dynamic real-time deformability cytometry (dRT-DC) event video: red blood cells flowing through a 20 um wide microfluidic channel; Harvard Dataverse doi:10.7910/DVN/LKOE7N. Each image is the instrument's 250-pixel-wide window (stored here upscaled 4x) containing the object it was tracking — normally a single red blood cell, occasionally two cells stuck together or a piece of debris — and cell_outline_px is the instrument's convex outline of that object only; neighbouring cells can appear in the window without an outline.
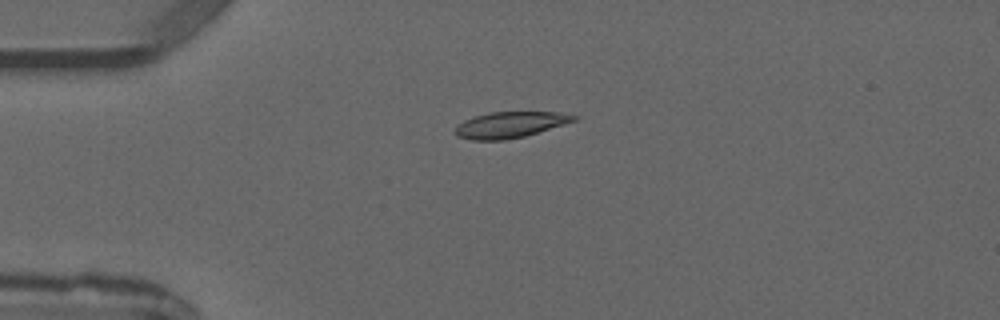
{"species": "common noctule bat (a hibernating species)", "species_latin": "Nyctalus noctula", "temperature_condition": "warm", "stored_images_in_passage": 5, "camera_frame_rate_fps": 3000, "um_per_image_px": 0.085, "animal": {"sex": "male", "forearm_length_mm": 52.5}, "frame": {"image": 1, "passage_image": 3, "time_ms": 3.0, "image_size_px": [1000, 320], "cell_outline_px": [[580, 116], [576, 120], [564, 124], [524, 136], [504, 140], [472, 140], [456, 136], [456, 128], [464, 120], [472, 116], [488, 112], [556, 112]], "centroid_in_image_um": [43.34, 10.6], "position_along_channel_um": 41.7, "area_um2": 17.86}}
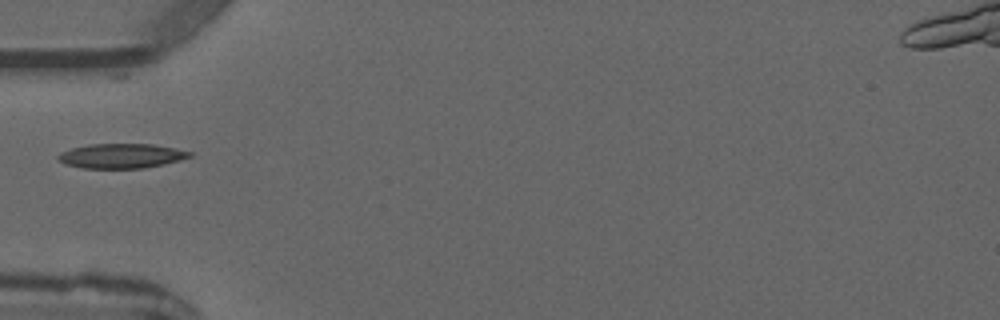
{"frame": {"image": 2, "passage_image": 4, "time_ms": 4.333, "image_size_px": [1000, 320], "cell_outline_px": [[192, 156], [180, 160], [164, 164], [144, 168], [84, 168], [64, 164], [56, 160], [56, 156], [60, 152], [72, 148], [88, 144], [152, 144], [176, 148], [192, 152]], "centroid_in_image_um": [10.29, 13.25], "position_along_channel_um": 74.7, "area_um2": 19.02}}